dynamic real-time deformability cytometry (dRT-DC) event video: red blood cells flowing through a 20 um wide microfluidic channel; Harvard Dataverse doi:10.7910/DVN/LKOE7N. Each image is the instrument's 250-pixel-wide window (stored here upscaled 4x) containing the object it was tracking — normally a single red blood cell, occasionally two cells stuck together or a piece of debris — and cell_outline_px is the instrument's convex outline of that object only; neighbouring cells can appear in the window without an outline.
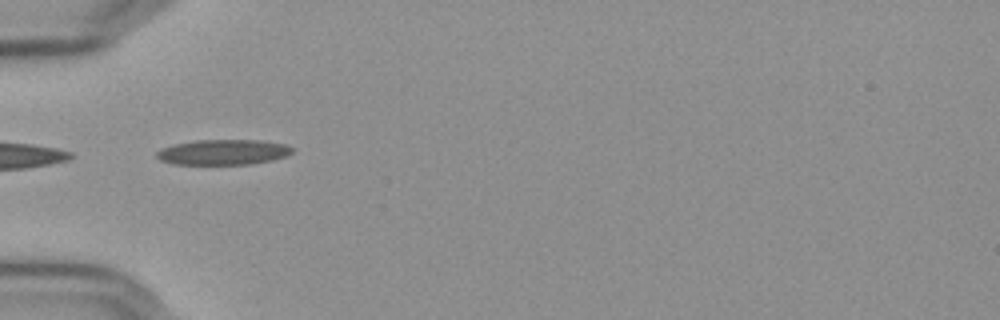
{"species": "Egyptian fruit bat (a non-hibernating species)", "species_latin": "Rousettus aegyptiacus", "temperature_condition": "cold", "stored_images_in_passage": 38, "camera_frame_rate_fps": 3000, "um_per_image_px": 0.085, "frame": {"image": 1, "passage_image": 1, "time_ms": 0.0, "image_size_px": [1000, 320], "cell_outline_px": [[292, 152], [288, 156], [272, 160], [252, 164], [172, 164], [160, 160], [156, 156], [156, 152], [160, 148], [176, 144], [196, 140], [260, 140], [284, 144], [292, 148]], "centroid_in_image_um": [18.96, 12.93], "position_along_channel_um": 66.0, "area_um2": 20.0}}
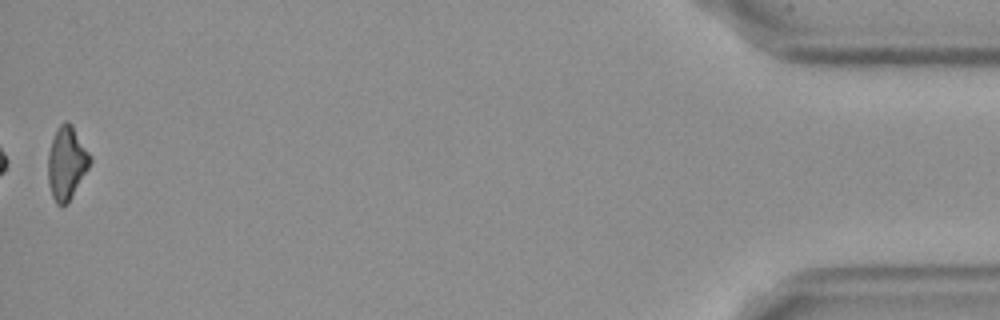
{"frame": {"image": 2, "passage_image": 38, "time_ms": 12.333, "image_size_px": [1000, 320], "cell_outline_px": [[92, 160], [88, 168], [68, 204], [56, 204], [52, 196], [48, 184], [48, 152], [56, 128], [64, 120], [68, 120], [72, 124], [92, 156]], "centroid_in_image_um": [5.67, 13.82], "position_along_channel_um": 429.5, "area_um2": 18.09}, "authors_computed_cell_mechanics": {"area_um2": 19.7965, "velocity_mm_per_s": 3.6504, "shape_relaxation_time_tau1_ms": null, "shape_relaxation_time_tau2_ms": 3.8866, "deformation_change_tau1": null, "deformation_change_tau2": 0.1261}}